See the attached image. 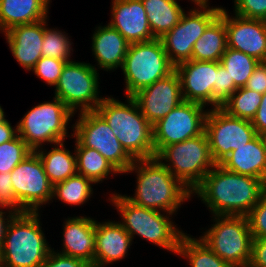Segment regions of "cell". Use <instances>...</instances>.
Segmentation results:
<instances>
[{"mask_svg": "<svg viewBox=\"0 0 266 267\" xmlns=\"http://www.w3.org/2000/svg\"><path fill=\"white\" fill-rule=\"evenodd\" d=\"M266 193V182L216 164L192 192L214 215L246 216Z\"/></svg>", "mask_w": 266, "mask_h": 267, "instance_id": "obj_1", "label": "cell"}, {"mask_svg": "<svg viewBox=\"0 0 266 267\" xmlns=\"http://www.w3.org/2000/svg\"><path fill=\"white\" fill-rule=\"evenodd\" d=\"M133 171L137 174L136 191L134 197L125 196L138 206L176 214L181 204L191 198L192 192L156 157L134 160L125 173Z\"/></svg>", "mask_w": 266, "mask_h": 267, "instance_id": "obj_2", "label": "cell"}, {"mask_svg": "<svg viewBox=\"0 0 266 267\" xmlns=\"http://www.w3.org/2000/svg\"><path fill=\"white\" fill-rule=\"evenodd\" d=\"M95 111L107 122L134 160L156 157L152 125L132 97H127V104L112 96L104 97Z\"/></svg>", "mask_w": 266, "mask_h": 267, "instance_id": "obj_3", "label": "cell"}, {"mask_svg": "<svg viewBox=\"0 0 266 267\" xmlns=\"http://www.w3.org/2000/svg\"><path fill=\"white\" fill-rule=\"evenodd\" d=\"M39 212L16 213L9 221L0 264L5 267H41L51 247L45 239Z\"/></svg>", "mask_w": 266, "mask_h": 267, "instance_id": "obj_4", "label": "cell"}, {"mask_svg": "<svg viewBox=\"0 0 266 267\" xmlns=\"http://www.w3.org/2000/svg\"><path fill=\"white\" fill-rule=\"evenodd\" d=\"M110 203L114 205L123 220L119 223L134 238L138 235L141 238L177 254L181 237L185 234L182 230L174 225L169 218L173 214L161 213V211L153 210L138 206L129 201L125 195L112 194ZM166 214V215H164Z\"/></svg>", "mask_w": 266, "mask_h": 267, "instance_id": "obj_5", "label": "cell"}, {"mask_svg": "<svg viewBox=\"0 0 266 267\" xmlns=\"http://www.w3.org/2000/svg\"><path fill=\"white\" fill-rule=\"evenodd\" d=\"M156 158L191 192L216 165L205 131L196 137L165 146Z\"/></svg>", "mask_w": 266, "mask_h": 267, "instance_id": "obj_6", "label": "cell"}, {"mask_svg": "<svg viewBox=\"0 0 266 267\" xmlns=\"http://www.w3.org/2000/svg\"><path fill=\"white\" fill-rule=\"evenodd\" d=\"M125 80L126 97H132L141 89L166 77L175 70L169 60L162 41H150L129 44L122 66Z\"/></svg>", "mask_w": 266, "mask_h": 267, "instance_id": "obj_7", "label": "cell"}, {"mask_svg": "<svg viewBox=\"0 0 266 267\" xmlns=\"http://www.w3.org/2000/svg\"><path fill=\"white\" fill-rule=\"evenodd\" d=\"M215 222L199 237L233 267H248L253 236L246 216L214 215Z\"/></svg>", "mask_w": 266, "mask_h": 267, "instance_id": "obj_8", "label": "cell"}, {"mask_svg": "<svg viewBox=\"0 0 266 267\" xmlns=\"http://www.w3.org/2000/svg\"><path fill=\"white\" fill-rule=\"evenodd\" d=\"M74 113L59 99L43 102L27 111L18 122V135L33 150L43 144L65 142L67 126Z\"/></svg>", "mask_w": 266, "mask_h": 267, "instance_id": "obj_9", "label": "cell"}, {"mask_svg": "<svg viewBox=\"0 0 266 267\" xmlns=\"http://www.w3.org/2000/svg\"><path fill=\"white\" fill-rule=\"evenodd\" d=\"M98 69L90 63L69 61L65 64L55 86L59 98L74 114L95 111L103 97L99 98Z\"/></svg>", "mask_w": 266, "mask_h": 267, "instance_id": "obj_10", "label": "cell"}, {"mask_svg": "<svg viewBox=\"0 0 266 267\" xmlns=\"http://www.w3.org/2000/svg\"><path fill=\"white\" fill-rule=\"evenodd\" d=\"M73 134L84 147L97 150L119 172L125 173L134 159L125 151L107 122L96 111L79 113Z\"/></svg>", "mask_w": 266, "mask_h": 267, "instance_id": "obj_11", "label": "cell"}, {"mask_svg": "<svg viewBox=\"0 0 266 267\" xmlns=\"http://www.w3.org/2000/svg\"><path fill=\"white\" fill-rule=\"evenodd\" d=\"M205 133L216 164L258 135L250 120L231 116L221 107L208 110Z\"/></svg>", "mask_w": 266, "mask_h": 267, "instance_id": "obj_12", "label": "cell"}, {"mask_svg": "<svg viewBox=\"0 0 266 267\" xmlns=\"http://www.w3.org/2000/svg\"><path fill=\"white\" fill-rule=\"evenodd\" d=\"M221 8L197 6L190 9L188 14L183 12L179 22L160 38L169 60L175 67L192 59L193 45L220 15Z\"/></svg>", "mask_w": 266, "mask_h": 267, "instance_id": "obj_13", "label": "cell"}, {"mask_svg": "<svg viewBox=\"0 0 266 267\" xmlns=\"http://www.w3.org/2000/svg\"><path fill=\"white\" fill-rule=\"evenodd\" d=\"M11 181L15 200L24 212H39L43 204L53 200V184L35 151L11 171Z\"/></svg>", "mask_w": 266, "mask_h": 267, "instance_id": "obj_14", "label": "cell"}, {"mask_svg": "<svg viewBox=\"0 0 266 267\" xmlns=\"http://www.w3.org/2000/svg\"><path fill=\"white\" fill-rule=\"evenodd\" d=\"M204 105L183 101L153 128L156 155L165 147L201 135L205 131L207 112Z\"/></svg>", "mask_w": 266, "mask_h": 267, "instance_id": "obj_15", "label": "cell"}, {"mask_svg": "<svg viewBox=\"0 0 266 267\" xmlns=\"http://www.w3.org/2000/svg\"><path fill=\"white\" fill-rule=\"evenodd\" d=\"M132 98L147 121L154 125L184 101L177 71L174 70L166 77L141 89Z\"/></svg>", "mask_w": 266, "mask_h": 267, "instance_id": "obj_16", "label": "cell"}, {"mask_svg": "<svg viewBox=\"0 0 266 267\" xmlns=\"http://www.w3.org/2000/svg\"><path fill=\"white\" fill-rule=\"evenodd\" d=\"M224 24L227 47L266 61V21L249 19L235 14L231 16L224 8Z\"/></svg>", "mask_w": 266, "mask_h": 267, "instance_id": "obj_17", "label": "cell"}, {"mask_svg": "<svg viewBox=\"0 0 266 267\" xmlns=\"http://www.w3.org/2000/svg\"><path fill=\"white\" fill-rule=\"evenodd\" d=\"M184 101L212 106V91L216 84L217 62L189 60L175 67Z\"/></svg>", "mask_w": 266, "mask_h": 267, "instance_id": "obj_18", "label": "cell"}, {"mask_svg": "<svg viewBox=\"0 0 266 267\" xmlns=\"http://www.w3.org/2000/svg\"><path fill=\"white\" fill-rule=\"evenodd\" d=\"M111 21L129 44L155 39L141 0H112Z\"/></svg>", "mask_w": 266, "mask_h": 267, "instance_id": "obj_19", "label": "cell"}, {"mask_svg": "<svg viewBox=\"0 0 266 267\" xmlns=\"http://www.w3.org/2000/svg\"><path fill=\"white\" fill-rule=\"evenodd\" d=\"M4 35L18 64L31 71L42 57L44 20L14 26L6 31Z\"/></svg>", "mask_w": 266, "mask_h": 267, "instance_id": "obj_20", "label": "cell"}, {"mask_svg": "<svg viewBox=\"0 0 266 267\" xmlns=\"http://www.w3.org/2000/svg\"><path fill=\"white\" fill-rule=\"evenodd\" d=\"M132 242V237L119 221H96L94 267L124 259Z\"/></svg>", "mask_w": 266, "mask_h": 267, "instance_id": "obj_21", "label": "cell"}, {"mask_svg": "<svg viewBox=\"0 0 266 267\" xmlns=\"http://www.w3.org/2000/svg\"><path fill=\"white\" fill-rule=\"evenodd\" d=\"M63 223V248L59 253L80 258L94 267L96 220L77 216Z\"/></svg>", "mask_w": 266, "mask_h": 267, "instance_id": "obj_22", "label": "cell"}, {"mask_svg": "<svg viewBox=\"0 0 266 267\" xmlns=\"http://www.w3.org/2000/svg\"><path fill=\"white\" fill-rule=\"evenodd\" d=\"M220 165L226 170L266 182V146L262 136L257 135L246 145L231 151Z\"/></svg>", "mask_w": 266, "mask_h": 267, "instance_id": "obj_23", "label": "cell"}, {"mask_svg": "<svg viewBox=\"0 0 266 267\" xmlns=\"http://www.w3.org/2000/svg\"><path fill=\"white\" fill-rule=\"evenodd\" d=\"M93 33L92 52L97 66L104 71L122 68L129 43L109 24L98 26Z\"/></svg>", "mask_w": 266, "mask_h": 267, "instance_id": "obj_24", "label": "cell"}, {"mask_svg": "<svg viewBox=\"0 0 266 267\" xmlns=\"http://www.w3.org/2000/svg\"><path fill=\"white\" fill-rule=\"evenodd\" d=\"M48 10L43 0H0V31L47 19Z\"/></svg>", "mask_w": 266, "mask_h": 267, "instance_id": "obj_25", "label": "cell"}, {"mask_svg": "<svg viewBox=\"0 0 266 267\" xmlns=\"http://www.w3.org/2000/svg\"><path fill=\"white\" fill-rule=\"evenodd\" d=\"M226 48L224 8H221L220 15L207 27L203 35L193 45L191 60L204 62L220 61Z\"/></svg>", "mask_w": 266, "mask_h": 267, "instance_id": "obj_26", "label": "cell"}, {"mask_svg": "<svg viewBox=\"0 0 266 267\" xmlns=\"http://www.w3.org/2000/svg\"><path fill=\"white\" fill-rule=\"evenodd\" d=\"M64 147L63 141L54 144L52 149L48 152H46V150L44 151L43 148L35 150L43 163L49 181L53 185L65 181L67 178L77 173L76 153L73 154Z\"/></svg>", "mask_w": 266, "mask_h": 267, "instance_id": "obj_27", "label": "cell"}, {"mask_svg": "<svg viewBox=\"0 0 266 267\" xmlns=\"http://www.w3.org/2000/svg\"><path fill=\"white\" fill-rule=\"evenodd\" d=\"M154 38H162L180 20L184 10L176 0H141Z\"/></svg>", "mask_w": 266, "mask_h": 267, "instance_id": "obj_28", "label": "cell"}, {"mask_svg": "<svg viewBox=\"0 0 266 267\" xmlns=\"http://www.w3.org/2000/svg\"><path fill=\"white\" fill-rule=\"evenodd\" d=\"M77 173L90 179L94 184L108 178L109 174L120 173L103 155L97 150L84 147L77 139L75 140Z\"/></svg>", "mask_w": 266, "mask_h": 267, "instance_id": "obj_29", "label": "cell"}, {"mask_svg": "<svg viewBox=\"0 0 266 267\" xmlns=\"http://www.w3.org/2000/svg\"><path fill=\"white\" fill-rule=\"evenodd\" d=\"M177 254L185 257L191 267H233L216 255L200 238L185 233L179 242Z\"/></svg>", "mask_w": 266, "mask_h": 267, "instance_id": "obj_30", "label": "cell"}, {"mask_svg": "<svg viewBox=\"0 0 266 267\" xmlns=\"http://www.w3.org/2000/svg\"><path fill=\"white\" fill-rule=\"evenodd\" d=\"M93 184L90 179L76 173L65 181L54 184L52 197L68 205H83L93 194Z\"/></svg>", "mask_w": 266, "mask_h": 267, "instance_id": "obj_31", "label": "cell"}, {"mask_svg": "<svg viewBox=\"0 0 266 267\" xmlns=\"http://www.w3.org/2000/svg\"><path fill=\"white\" fill-rule=\"evenodd\" d=\"M219 62L228 72L235 86L240 88L246 85L260 61L241 51L227 47Z\"/></svg>", "mask_w": 266, "mask_h": 267, "instance_id": "obj_32", "label": "cell"}, {"mask_svg": "<svg viewBox=\"0 0 266 267\" xmlns=\"http://www.w3.org/2000/svg\"><path fill=\"white\" fill-rule=\"evenodd\" d=\"M261 101L262 94L245 87H240L221 108L231 116L252 121Z\"/></svg>", "mask_w": 266, "mask_h": 267, "instance_id": "obj_33", "label": "cell"}, {"mask_svg": "<svg viewBox=\"0 0 266 267\" xmlns=\"http://www.w3.org/2000/svg\"><path fill=\"white\" fill-rule=\"evenodd\" d=\"M47 19H44V36L42 43V56L58 60L72 61V43L69 37L60 30L47 28Z\"/></svg>", "mask_w": 266, "mask_h": 267, "instance_id": "obj_34", "label": "cell"}, {"mask_svg": "<svg viewBox=\"0 0 266 267\" xmlns=\"http://www.w3.org/2000/svg\"><path fill=\"white\" fill-rule=\"evenodd\" d=\"M32 152L18 134L12 140L0 144V173L11 172Z\"/></svg>", "mask_w": 266, "mask_h": 267, "instance_id": "obj_35", "label": "cell"}, {"mask_svg": "<svg viewBox=\"0 0 266 267\" xmlns=\"http://www.w3.org/2000/svg\"><path fill=\"white\" fill-rule=\"evenodd\" d=\"M237 89L228 72L217 61L216 84H214L212 91V107H221Z\"/></svg>", "mask_w": 266, "mask_h": 267, "instance_id": "obj_36", "label": "cell"}, {"mask_svg": "<svg viewBox=\"0 0 266 267\" xmlns=\"http://www.w3.org/2000/svg\"><path fill=\"white\" fill-rule=\"evenodd\" d=\"M68 61L42 56L31 71L48 85L56 86L62 70Z\"/></svg>", "mask_w": 266, "mask_h": 267, "instance_id": "obj_37", "label": "cell"}, {"mask_svg": "<svg viewBox=\"0 0 266 267\" xmlns=\"http://www.w3.org/2000/svg\"><path fill=\"white\" fill-rule=\"evenodd\" d=\"M246 217L253 238H266V193Z\"/></svg>", "mask_w": 266, "mask_h": 267, "instance_id": "obj_38", "label": "cell"}, {"mask_svg": "<svg viewBox=\"0 0 266 267\" xmlns=\"http://www.w3.org/2000/svg\"><path fill=\"white\" fill-rule=\"evenodd\" d=\"M234 9L238 16L266 21V0H234Z\"/></svg>", "mask_w": 266, "mask_h": 267, "instance_id": "obj_39", "label": "cell"}, {"mask_svg": "<svg viewBox=\"0 0 266 267\" xmlns=\"http://www.w3.org/2000/svg\"><path fill=\"white\" fill-rule=\"evenodd\" d=\"M0 205L12 209L16 213L24 212L14 197L11 172L0 173Z\"/></svg>", "mask_w": 266, "mask_h": 267, "instance_id": "obj_40", "label": "cell"}, {"mask_svg": "<svg viewBox=\"0 0 266 267\" xmlns=\"http://www.w3.org/2000/svg\"><path fill=\"white\" fill-rule=\"evenodd\" d=\"M41 267H91V265L80 258L55 252L53 248Z\"/></svg>", "mask_w": 266, "mask_h": 267, "instance_id": "obj_41", "label": "cell"}, {"mask_svg": "<svg viewBox=\"0 0 266 267\" xmlns=\"http://www.w3.org/2000/svg\"><path fill=\"white\" fill-rule=\"evenodd\" d=\"M244 87L260 94L266 93V62H259Z\"/></svg>", "mask_w": 266, "mask_h": 267, "instance_id": "obj_42", "label": "cell"}, {"mask_svg": "<svg viewBox=\"0 0 266 267\" xmlns=\"http://www.w3.org/2000/svg\"><path fill=\"white\" fill-rule=\"evenodd\" d=\"M248 267H266V238H253Z\"/></svg>", "mask_w": 266, "mask_h": 267, "instance_id": "obj_43", "label": "cell"}, {"mask_svg": "<svg viewBox=\"0 0 266 267\" xmlns=\"http://www.w3.org/2000/svg\"><path fill=\"white\" fill-rule=\"evenodd\" d=\"M251 122L258 135L266 134V93L262 94L261 104Z\"/></svg>", "mask_w": 266, "mask_h": 267, "instance_id": "obj_44", "label": "cell"}, {"mask_svg": "<svg viewBox=\"0 0 266 267\" xmlns=\"http://www.w3.org/2000/svg\"><path fill=\"white\" fill-rule=\"evenodd\" d=\"M17 134V125L12 127L7 119L0 123V144L12 140Z\"/></svg>", "mask_w": 266, "mask_h": 267, "instance_id": "obj_45", "label": "cell"}, {"mask_svg": "<svg viewBox=\"0 0 266 267\" xmlns=\"http://www.w3.org/2000/svg\"><path fill=\"white\" fill-rule=\"evenodd\" d=\"M2 208H5L8 213H6L5 211L2 210ZM7 207H4L2 205H0V250L2 248L3 242H4V236H5V231H6V227L9 223V221L11 220V218L16 214L15 211H13L12 209H9ZM6 214H8L5 218Z\"/></svg>", "mask_w": 266, "mask_h": 267, "instance_id": "obj_46", "label": "cell"}, {"mask_svg": "<svg viewBox=\"0 0 266 267\" xmlns=\"http://www.w3.org/2000/svg\"><path fill=\"white\" fill-rule=\"evenodd\" d=\"M192 2H194V4H196V6H208L209 0H191Z\"/></svg>", "mask_w": 266, "mask_h": 267, "instance_id": "obj_47", "label": "cell"}, {"mask_svg": "<svg viewBox=\"0 0 266 267\" xmlns=\"http://www.w3.org/2000/svg\"><path fill=\"white\" fill-rule=\"evenodd\" d=\"M5 117L3 108L0 106V123L6 119Z\"/></svg>", "mask_w": 266, "mask_h": 267, "instance_id": "obj_48", "label": "cell"}, {"mask_svg": "<svg viewBox=\"0 0 266 267\" xmlns=\"http://www.w3.org/2000/svg\"><path fill=\"white\" fill-rule=\"evenodd\" d=\"M262 138H263L265 146H266V134L262 135Z\"/></svg>", "mask_w": 266, "mask_h": 267, "instance_id": "obj_49", "label": "cell"}, {"mask_svg": "<svg viewBox=\"0 0 266 267\" xmlns=\"http://www.w3.org/2000/svg\"><path fill=\"white\" fill-rule=\"evenodd\" d=\"M43 1L48 5L51 0H43Z\"/></svg>", "mask_w": 266, "mask_h": 267, "instance_id": "obj_50", "label": "cell"}]
</instances>
